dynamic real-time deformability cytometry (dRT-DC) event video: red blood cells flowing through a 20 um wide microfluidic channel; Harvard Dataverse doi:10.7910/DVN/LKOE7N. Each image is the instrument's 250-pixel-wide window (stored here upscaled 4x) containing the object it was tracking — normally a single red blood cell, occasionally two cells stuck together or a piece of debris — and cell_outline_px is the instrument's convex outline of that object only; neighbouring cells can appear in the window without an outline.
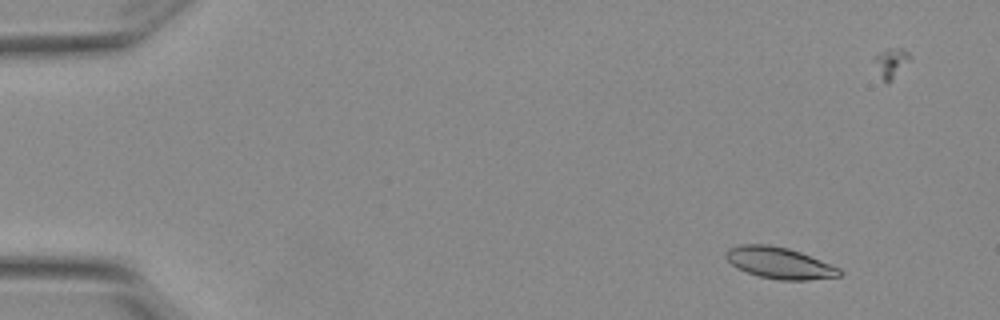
{"species": "Egyptian fruit bat (a non-hibernating species)", "species_latin": "Rousettus aegyptiacus", "temperature_condition": "warm", "stored_images_in_passage": 5, "camera_frame_rate_fps": 3000, "um_per_image_px": 0.085, "animal": {"sex": "female"}, "frame": {"image": 1, "passage_image": 1, "time_ms": 0.0, "image_size_px": [1000, 320], "cell_outline_px": [[844, 272], [840, 276], [808, 280], [780, 280], [760, 276], [736, 268], [724, 256], [728, 248], [740, 244], [768, 244], [788, 248], [800, 252], [840, 268]], "centroid_in_image_um": [66.25, 22.34], "position_along_channel_um": 18.8, "area_um2": 20.75}}